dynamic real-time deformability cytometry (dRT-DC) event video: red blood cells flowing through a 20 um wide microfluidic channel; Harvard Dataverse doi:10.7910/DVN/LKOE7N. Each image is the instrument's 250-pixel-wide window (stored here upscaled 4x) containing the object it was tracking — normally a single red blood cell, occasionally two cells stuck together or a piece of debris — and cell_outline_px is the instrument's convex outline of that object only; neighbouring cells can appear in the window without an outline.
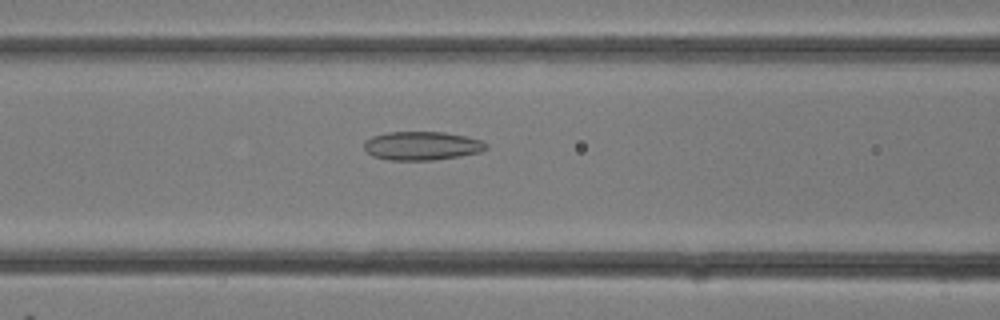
{"species": "common noctule bat (a hibernating species)", "species_latin": "Nyctalus noctula", "temperature_condition": "room temperature", "stored_images_in_passage": 31, "camera_frame_rate_fps": 3000, "um_per_image_px": 0.085, "animal": {"sex": "female"}, "frame": {"image": 1, "passage_image": 13, "time_ms": 4.0, "image_size_px": [1000, 320], "cell_outline_px": [[488, 148], [480, 152], [460, 156], [432, 160], [388, 160], [372, 156], [364, 148], [364, 140], [372, 136], [388, 132], [444, 132], [464, 136], [480, 140], [488, 144]], "centroid_in_image_um": [35.84, 12.39], "position_along_channel_um": 130.8, "area_um2": 20.4}}
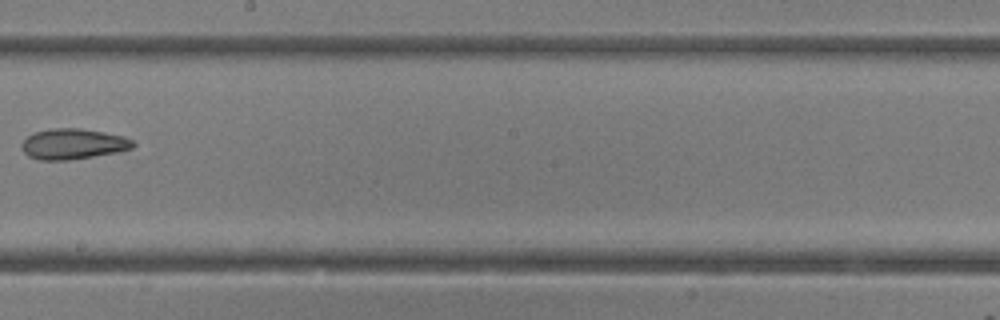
{"frame": {"image": 2, "passage_image": 18, "time_ms": 5.667, "image_size_px": [1000, 320], "cell_outline_px": [[136, 144], [132, 148], [120, 152], [68, 160], [40, 160], [28, 156], [24, 152], [20, 144], [32, 132], [52, 128], [80, 128], [104, 132], [124, 136], [132, 140]], "centroid_in_image_um": [6.21, 12.23], "position_along_channel_um": 242.0, "area_um2": 20.0}}
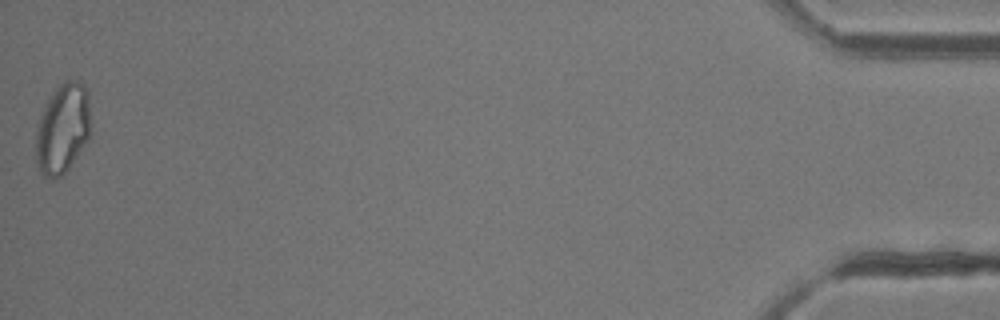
{"frame": {"image": 3, "passage_image": 31, "time_ms": 10.0, "image_size_px": [1000, 320], "cell_outline_px": [[88, 140], [68, 168], [60, 176], [44, 176], [40, 172], [36, 160], [36, 128], [40, 116], [48, 100], [56, 88], [64, 80], [76, 80], [84, 84], [88, 92]], "centroid_in_image_um": [5.3, 10.9], "position_along_channel_um": 429.9, "area_um2": 28.09}}